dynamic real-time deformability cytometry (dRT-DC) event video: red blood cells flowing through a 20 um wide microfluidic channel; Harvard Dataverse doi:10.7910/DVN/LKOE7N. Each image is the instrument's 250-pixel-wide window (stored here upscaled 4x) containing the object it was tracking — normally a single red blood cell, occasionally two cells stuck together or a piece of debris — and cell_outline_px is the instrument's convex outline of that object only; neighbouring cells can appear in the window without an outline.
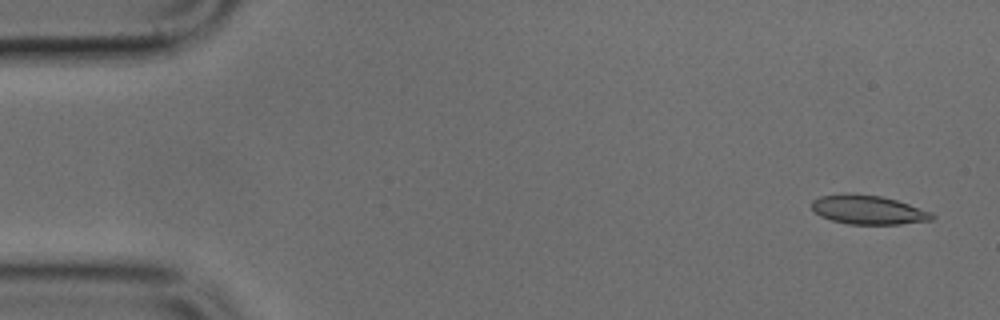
{"species": "common noctule bat (a hibernating species)", "species_latin": "Nyctalus noctula", "temperature_condition": "cold", "stored_images_in_passage": 12, "camera_frame_rate_fps": 3000, "um_per_image_px": 0.085, "animal": {"sex": "male", "body_mass_g": 17.9, "forearm_length_mm": 54.2}, "frame": {"image": 1, "passage_image": 2, "time_ms": 0.333, "image_size_px": [1000, 320], "cell_outline_px": [[936, 216], [932, 220], [900, 224], [848, 224], [832, 220], [820, 216], [812, 208], [812, 200], [820, 196], [844, 192], [880, 196], [896, 200], [932, 212]], "centroid_in_image_um": [73.78, 17.82], "position_along_channel_um": 11.2, "area_um2": 20.4}}
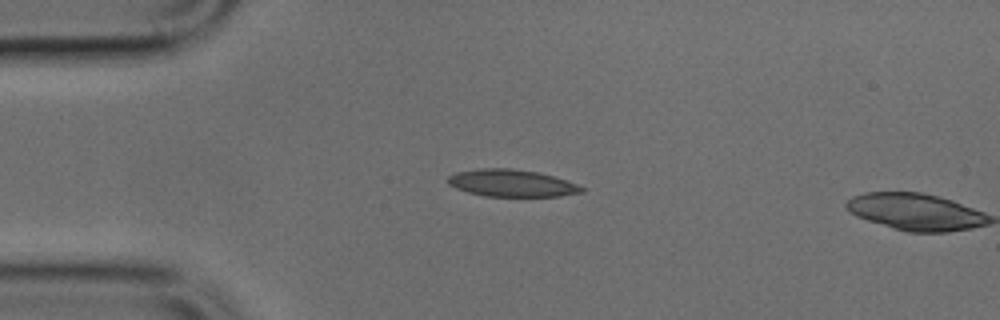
{"frame": {"image": 2, "passage_image": 11, "time_ms": 3.333, "image_size_px": [1000, 320], "cell_outline_px": [[584, 192], [560, 196], [484, 196], [468, 192], [456, 188], [448, 184], [448, 176], [456, 172], [480, 168], [512, 168], [536, 172], [552, 176], [576, 184], [584, 188]], "centroid_in_image_um": [43.46, 15.56], "position_along_channel_um": 41.5, "area_um2": 20.98}}